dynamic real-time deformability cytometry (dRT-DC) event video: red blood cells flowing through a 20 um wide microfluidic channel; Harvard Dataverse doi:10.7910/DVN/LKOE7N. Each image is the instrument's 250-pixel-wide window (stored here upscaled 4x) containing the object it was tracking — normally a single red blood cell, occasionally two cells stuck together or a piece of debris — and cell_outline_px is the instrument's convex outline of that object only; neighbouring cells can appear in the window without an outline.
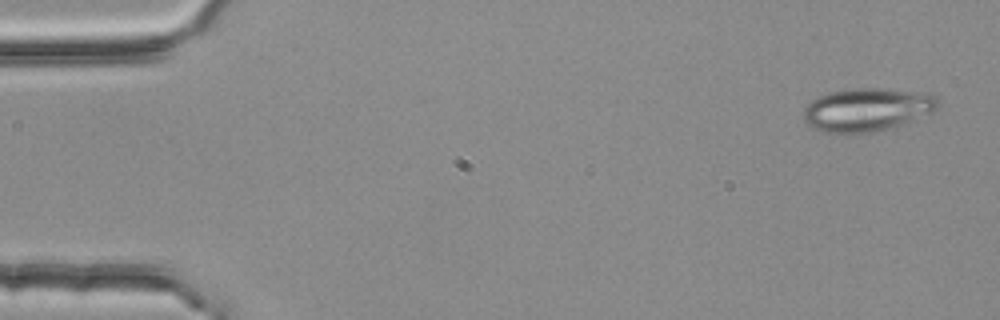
{"species": "common noctule bat (a hibernating species)", "species_latin": "Nyctalus noctula", "temperature_condition": "room temperature", "stored_images_in_passage": 4, "camera_frame_rate_fps": 3000, "um_per_image_px": 0.085, "animal": {"sex": "female", "body_mass_g": 25.1}, "frame": {"image": 1, "passage_image": 1, "time_ms": 0.0, "image_size_px": [1000, 320], "cell_outline_px": [[940, 108], [932, 112], [896, 128], [856, 136], [848, 136], [824, 132], [812, 128], [804, 120], [804, 108], [816, 96], [828, 92], [852, 88], [888, 88], [936, 92], [940, 100]], "centroid_in_image_um": [73.78, 9.34], "position_along_channel_um": 11.2, "area_um2": 35.78}}